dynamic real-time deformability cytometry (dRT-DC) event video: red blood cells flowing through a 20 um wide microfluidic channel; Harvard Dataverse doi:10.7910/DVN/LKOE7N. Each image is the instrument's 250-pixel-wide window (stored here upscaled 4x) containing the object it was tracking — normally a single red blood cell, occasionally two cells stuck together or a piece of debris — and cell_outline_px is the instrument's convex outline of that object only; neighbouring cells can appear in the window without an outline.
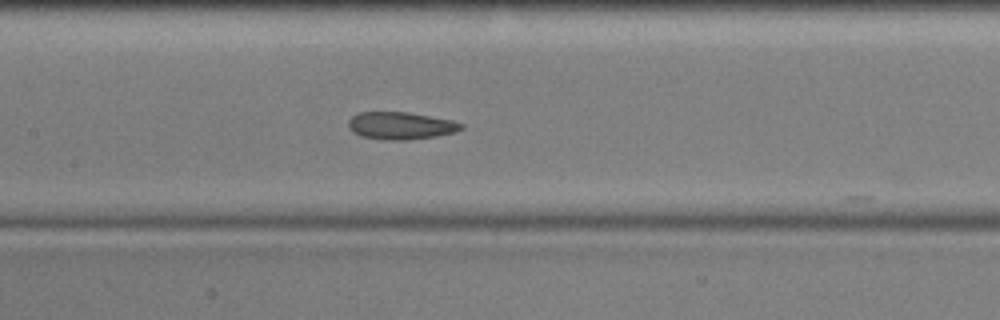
{"species": "common noctule bat (a hibernating species)", "species_latin": "Nyctalus noctula", "temperature_condition": "cold", "stored_images_in_passage": 52, "camera_frame_rate_fps": 3000, "um_per_image_px": 0.085, "animal": {"sex": "male", "body_mass_g": 17.9, "forearm_length_mm": 54.2}, "frame": {"image": 1, "passage_image": 24, "time_ms": 7.667, "image_size_px": [1000, 320], "cell_outline_px": [[464, 128], [456, 132], [436, 136], [408, 140], [384, 140], [360, 136], [352, 132], [348, 128], [348, 120], [352, 116], [360, 112], [408, 112], [452, 120], [464, 124]], "centroid_in_image_um": [34.05, 10.69], "position_along_channel_um": 173.3, "area_um2": 18.21}}
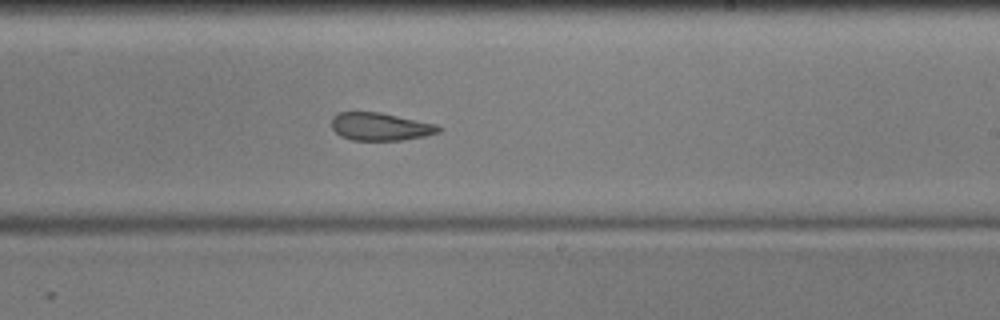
{"frame": {"image": 2, "passage_image": 31, "time_ms": 10.0, "image_size_px": [1000, 320], "cell_outline_px": [[440, 132], [424, 136], [400, 140], [352, 140], [340, 136], [332, 128], [332, 120], [340, 112], [380, 112], [436, 124], [440, 128]], "centroid_in_image_um": [32.33, 10.77], "position_along_channel_um": 256.7, "area_um2": 17.11}}
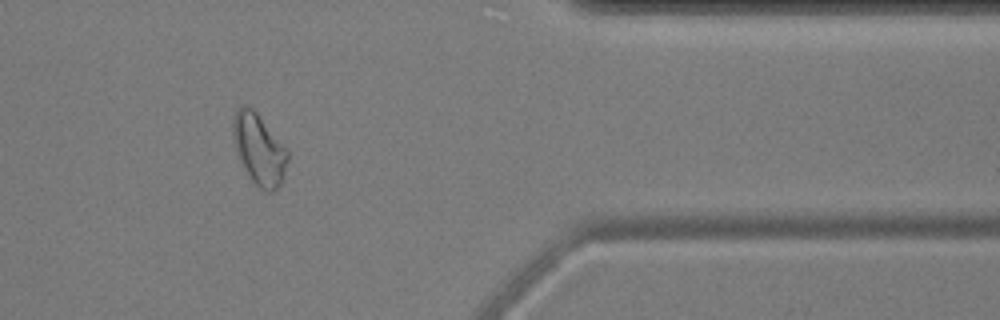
{"frame": {"image": 3, "passage_image": 44, "time_ms": 14.333, "image_size_px": [1000, 320], "cell_outline_px": [[288, 160], [280, 184], [272, 192], [264, 192], [252, 180], [240, 160], [236, 152], [232, 132], [232, 120], [236, 112], [244, 104], [248, 104], [256, 112], [288, 152]], "centroid_in_image_um": [21.99, 12.69], "position_along_channel_um": 389.4, "area_um2": 22.02}}